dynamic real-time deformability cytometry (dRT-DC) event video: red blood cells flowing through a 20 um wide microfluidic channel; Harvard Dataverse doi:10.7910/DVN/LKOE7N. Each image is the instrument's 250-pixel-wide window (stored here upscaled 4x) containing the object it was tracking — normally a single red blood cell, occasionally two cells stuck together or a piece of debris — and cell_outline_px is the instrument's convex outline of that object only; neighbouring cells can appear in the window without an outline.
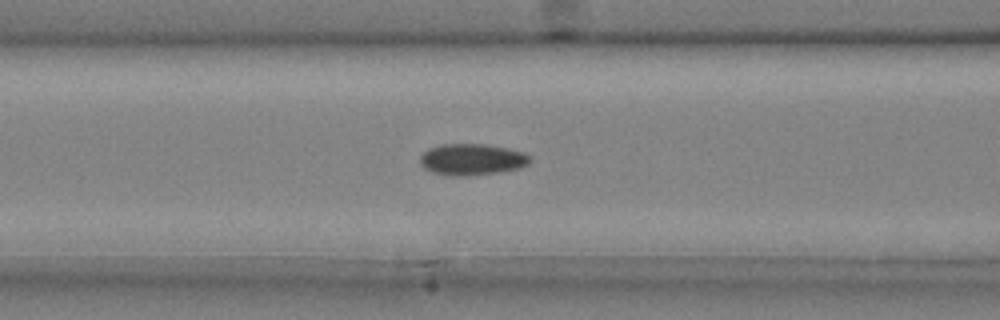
{"species": "common noctule bat (a hibernating species)", "species_latin": "Nyctalus noctula", "temperature_condition": "cold", "stored_images_in_passage": 40, "camera_frame_rate_fps": 3000, "um_per_image_px": 0.085, "animal": {"sex": "male", "body_mass_g": 20.4}, "frame": {"image": 1, "passage_image": 13, "time_ms": 4.0, "image_size_px": [1000, 320], "cell_outline_px": [[532, 160], [528, 164], [520, 168], [496, 172], [468, 176], [464, 176], [432, 172], [424, 168], [420, 164], [420, 156], [428, 148], [440, 144], [484, 144], [508, 148], [524, 152], [532, 156]], "centroid_in_image_um": [40.14, 13.53], "position_along_channel_um": 126.5, "area_um2": 20.11}}
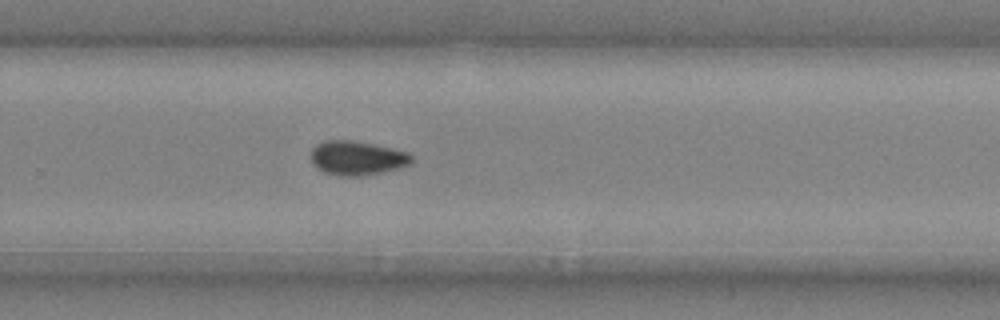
{"frame": {"image": 2, "passage_image": 26, "time_ms": 8.333, "image_size_px": [1000, 320], "cell_outline_px": [[412, 160], [408, 164], [396, 168], [380, 172], [360, 176], [340, 176], [324, 172], [316, 168], [312, 164], [312, 148], [316, 144], [324, 140], [352, 140], [376, 144], [408, 152], [412, 156]], "centroid_in_image_um": [30.31, 13.41], "position_along_channel_um": 299.5, "area_um2": 20.0}}
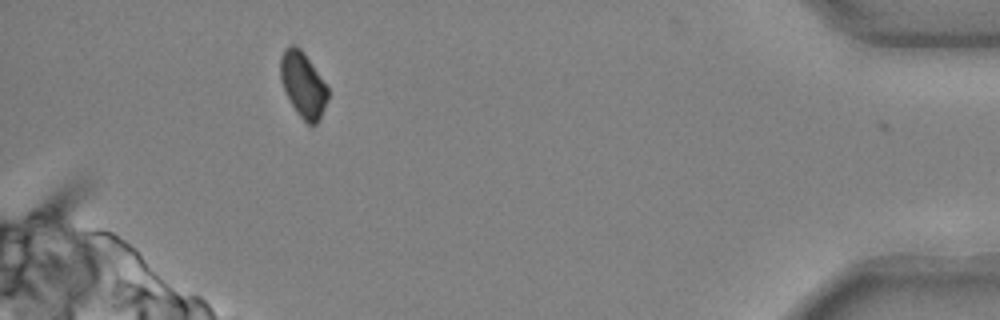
{"frame": {"image": 3, "passage_image": 38, "time_ms": 12.333, "image_size_px": [1000, 320], "cell_outline_px": [[328, 100], [316, 124], [312, 128], [296, 112], [280, 80], [280, 56], [284, 48], [288, 44], [296, 44], [304, 52], [328, 88]], "centroid_in_image_um": [25.74, 7.16], "position_along_channel_um": 409.5, "area_um2": 18.03}, "authors_computed_cell_mechanics": {"area_um2": 19.6231, "velocity_mm_per_s": 3.998, "shape_relaxation_time_tau1_ms": 8.9395, "shape_relaxation_time_tau2_ms": null, "deformation_change_tau1": 0.1576, "deformation_change_tau2": null}}